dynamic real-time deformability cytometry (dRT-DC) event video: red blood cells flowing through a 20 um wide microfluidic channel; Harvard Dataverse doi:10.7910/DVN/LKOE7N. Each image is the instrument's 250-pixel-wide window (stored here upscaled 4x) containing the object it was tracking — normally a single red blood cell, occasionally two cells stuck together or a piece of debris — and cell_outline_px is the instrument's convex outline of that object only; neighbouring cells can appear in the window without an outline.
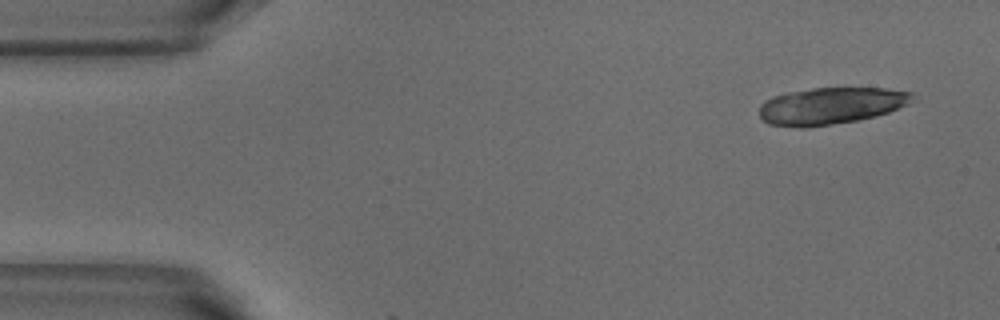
{"species": "common noctule bat (a hibernating species)", "species_latin": "Nyctalus noctula", "temperature_condition": "warm", "stored_images_in_passage": 4, "camera_frame_rate_fps": 3000, "um_per_image_px": 0.085, "animal": {"sex": "male", "body_mass_g": 18.8}, "frame": {"image": 1, "passage_image": 1, "time_ms": 0.0, "image_size_px": [1000, 320], "cell_outline_px": [[912, 96], [908, 104], [888, 112], [856, 120], [804, 128], [800, 128], [768, 124], [760, 116], [760, 104], [764, 100], [772, 96], [784, 92], [812, 88], [884, 88], [912, 92]], "centroid_in_image_um": [70.54, 8.98], "position_along_channel_um": 14.5, "area_um2": 32.71}}